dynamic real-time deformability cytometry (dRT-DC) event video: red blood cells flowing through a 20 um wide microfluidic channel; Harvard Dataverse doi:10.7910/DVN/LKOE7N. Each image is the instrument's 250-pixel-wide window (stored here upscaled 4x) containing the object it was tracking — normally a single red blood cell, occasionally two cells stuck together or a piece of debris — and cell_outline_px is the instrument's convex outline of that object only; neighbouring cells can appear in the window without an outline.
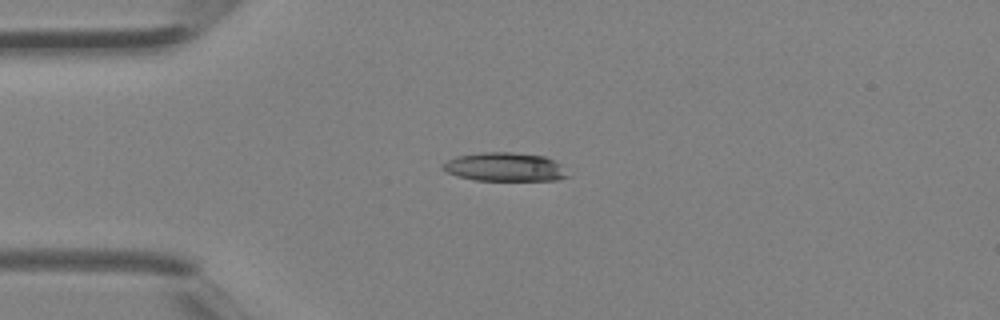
{"species": "Egyptian fruit bat (a non-hibernating species)", "species_latin": "Rousettus aegyptiacus", "temperature_condition": "room temperature", "stored_images_in_passage": 1, "camera_frame_rate_fps": 3000, "um_per_image_px": 0.085, "animal": {"sex": "female"}, "frame": {"image": 1, "passage_image": 1, "time_ms": 0.0, "image_size_px": [1000, 320], "cell_outline_px": [[572, 176], [556, 180], [476, 180], [456, 176], [440, 168], [448, 160], [456, 156], [480, 152], [512, 152], [544, 156], [560, 164]], "centroid_in_image_um": [42.92, 14.19], "position_along_channel_um": 42.1, "area_um2": 20.92}}